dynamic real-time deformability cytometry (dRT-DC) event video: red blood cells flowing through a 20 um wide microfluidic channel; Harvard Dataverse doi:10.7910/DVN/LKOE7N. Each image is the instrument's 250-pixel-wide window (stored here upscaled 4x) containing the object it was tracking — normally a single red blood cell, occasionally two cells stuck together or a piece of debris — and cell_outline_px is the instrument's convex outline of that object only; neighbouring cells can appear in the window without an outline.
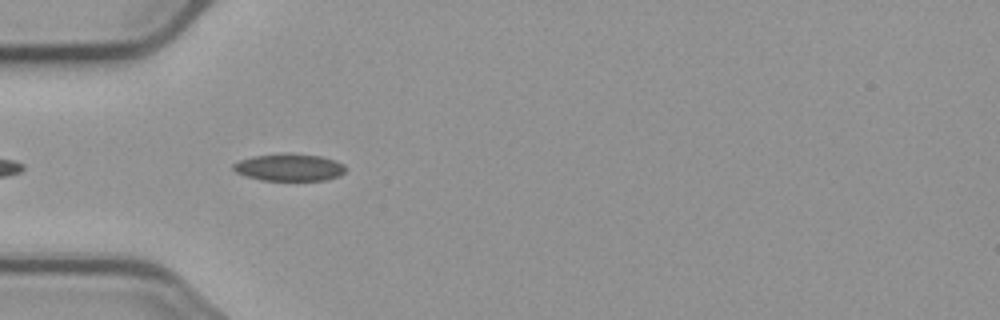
{"species": "common noctule bat (a hibernating species)", "species_latin": "Nyctalus noctula", "temperature_condition": "cold", "stored_images_in_passage": 6, "camera_frame_rate_fps": 3000, "um_per_image_px": 0.085, "animal": {"sex": "male", "body_mass_g": 23.1, "forearm_length_mm": 52.7}, "frame": {"image": 1, "passage_image": 6, "time_ms": 5.667, "image_size_px": [1000, 320], "cell_outline_px": [[348, 168], [340, 176], [328, 180], [260, 180], [244, 176], [236, 172], [232, 168], [232, 164], [240, 160], [252, 156], [320, 156], [336, 160], [344, 164]], "centroid_in_image_um": [24.62, 14.28], "position_along_channel_um": 60.4, "area_um2": 17.22}}